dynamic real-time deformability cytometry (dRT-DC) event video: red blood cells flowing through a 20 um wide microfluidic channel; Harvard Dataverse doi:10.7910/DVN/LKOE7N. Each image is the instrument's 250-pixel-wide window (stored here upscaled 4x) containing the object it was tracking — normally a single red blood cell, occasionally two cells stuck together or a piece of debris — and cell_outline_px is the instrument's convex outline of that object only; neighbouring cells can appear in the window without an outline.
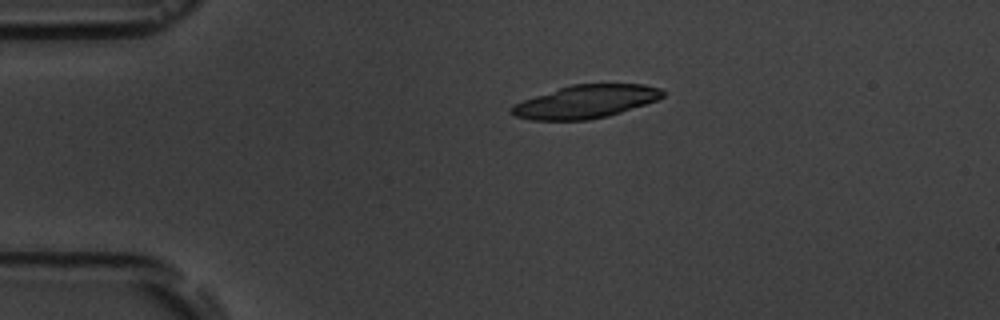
{"species": "common noctule bat (a hibernating species)", "species_latin": "Nyctalus noctula", "temperature_condition": "room temperature", "stored_images_in_passage": 4, "camera_frame_rate_fps": 3000, "um_per_image_px": 0.085, "animal": {"sex": "male", "body_mass_g": 19.5, "forearm_length_mm": 54.6}, "frame": {"image": 1, "passage_image": 3, "time_ms": 3.0, "image_size_px": [1000, 320], "cell_outline_px": [[664, 96], [656, 100], [608, 116], [588, 120], [532, 120], [516, 116], [508, 112], [508, 108], [512, 104], [572, 84], [644, 84], [660, 88], [664, 92]], "centroid_in_image_um": [49.76, 8.64], "position_along_channel_um": 35.2, "area_um2": 28.9}}